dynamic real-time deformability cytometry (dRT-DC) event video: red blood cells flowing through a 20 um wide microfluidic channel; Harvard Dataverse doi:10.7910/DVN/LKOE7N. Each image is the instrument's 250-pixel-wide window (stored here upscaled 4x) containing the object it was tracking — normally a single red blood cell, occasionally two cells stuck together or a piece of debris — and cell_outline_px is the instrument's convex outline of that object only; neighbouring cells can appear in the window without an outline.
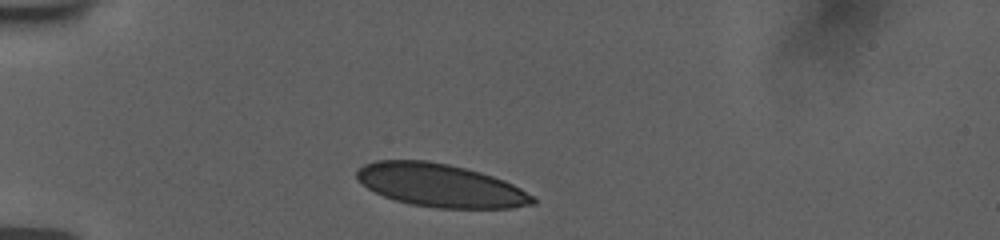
{"species": "human", "species_latin": "Homo sapiens", "temperature_condition": "room temperature", "stored_images_in_passage": 2, "camera_frame_rate_fps": 3000, "um_per_image_px": 0.085, "donor": {"sex": "female"}, "frame": {"image": 1, "passage_image": 1, "time_ms": 0.0, "image_size_px": [1000, 240], "cell_outline_px": [[536, 204], [512, 208], [436, 208], [412, 204], [396, 200], [384, 196], [368, 188], [356, 176], [356, 172], [364, 164], [376, 160], [428, 160], [448, 164], [480, 172], [504, 180], [520, 188], [532, 196], [536, 200]], "centroid_in_image_um": [37.45, 15.76], "position_along_channel_um": 47.5, "area_um2": 43.87}}